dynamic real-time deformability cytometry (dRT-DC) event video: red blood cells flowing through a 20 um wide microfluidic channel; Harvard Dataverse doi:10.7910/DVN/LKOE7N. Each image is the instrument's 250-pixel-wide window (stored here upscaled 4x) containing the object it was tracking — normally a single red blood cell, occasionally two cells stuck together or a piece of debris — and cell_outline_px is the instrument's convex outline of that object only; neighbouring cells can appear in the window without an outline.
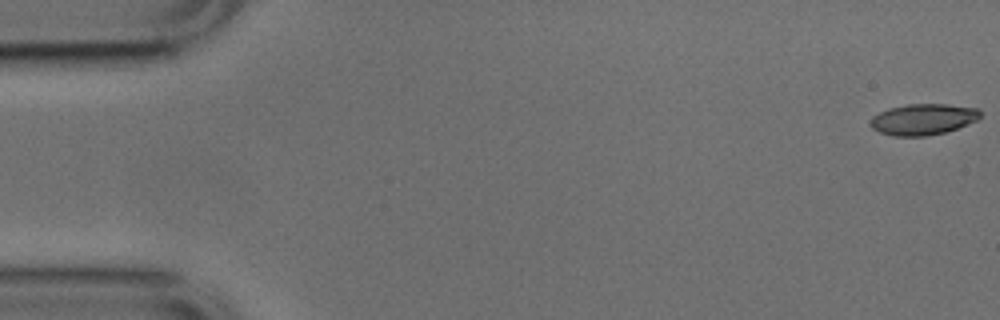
{"species": "common noctule bat (a hibernating species)", "species_latin": "Nyctalus noctula", "temperature_condition": "cold", "stored_images_in_passage": 52, "camera_frame_rate_fps": 3000, "um_per_image_px": 0.085, "animal": {"sex": "male", "body_mass_g": 17.9, "forearm_length_mm": 54.2}, "frame": {"image": 1, "passage_image": 1, "time_ms": 0.0, "image_size_px": [1000, 320], "cell_outline_px": [[980, 116], [976, 120], [956, 128], [944, 132], [924, 136], [892, 136], [880, 132], [872, 128], [868, 124], [872, 116], [888, 108], [908, 104], [948, 104], [980, 108]], "centroid_in_image_um": [78.43, 10.13], "position_along_channel_um": 6.6, "area_um2": 19.88}}
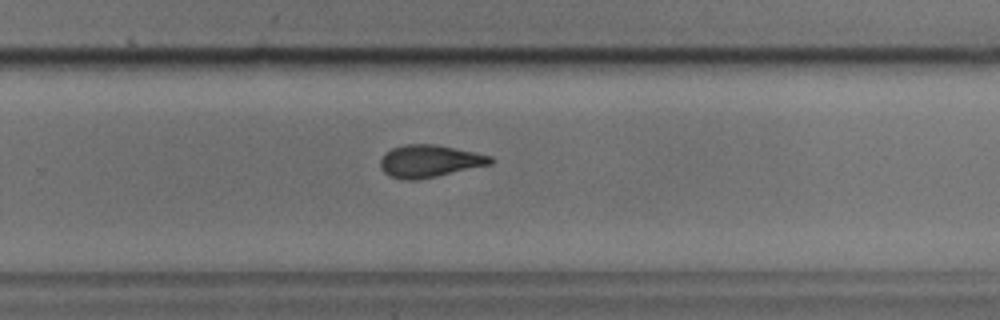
{"frame": {"image": 2, "passage_image": 34, "time_ms": 11.0, "image_size_px": [1000, 320], "cell_outline_px": [[496, 160], [492, 164], [420, 180], [400, 180], [388, 176], [380, 168], [380, 160], [392, 148], [404, 144], [436, 144], [492, 156]], "centroid_in_image_um": [36.52, 13.71], "position_along_channel_um": 293.3, "area_um2": 20.98}}
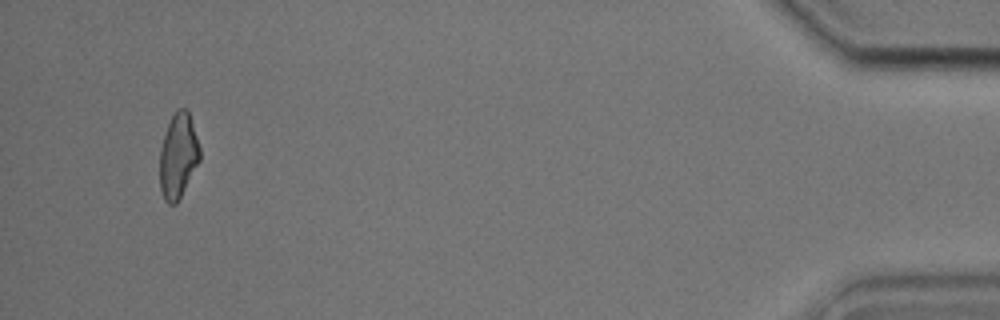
{"frame": {"image": 3, "passage_image": 50, "time_ms": 16.333, "image_size_px": [1000, 320], "cell_outline_px": [[200, 160], [176, 204], [168, 204], [164, 200], [160, 188], [160, 148], [168, 124], [172, 116], [180, 108], [188, 108], [200, 148]], "centroid_in_image_um": [15.15, 13.25], "position_along_channel_um": 420.1, "area_um2": 19.65}, "authors_computed_cell_mechanics": {"area_um2": 20.519, "velocity_mm_per_s": 3.8233, "shape_relaxation_time_tau1_ms": 5.4131, "shape_relaxation_time_tau2_ms": 2.9731, "deformation_change_tau1": 0.1627, "deformation_change_tau2": 0.1001}}